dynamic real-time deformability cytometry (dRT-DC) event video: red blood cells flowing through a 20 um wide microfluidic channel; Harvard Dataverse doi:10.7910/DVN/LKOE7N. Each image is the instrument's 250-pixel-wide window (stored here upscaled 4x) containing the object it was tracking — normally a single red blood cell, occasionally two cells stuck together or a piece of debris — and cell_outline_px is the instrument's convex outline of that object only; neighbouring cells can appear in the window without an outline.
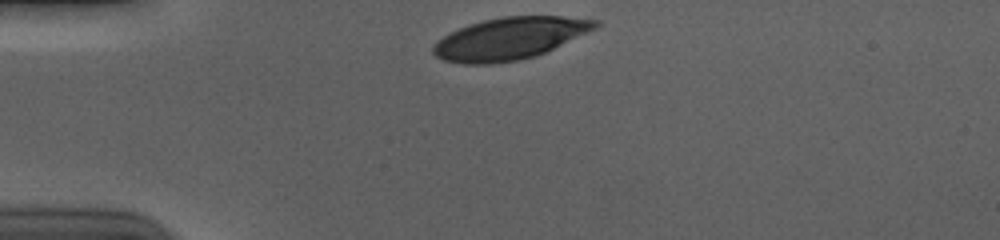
{"species": "human", "species_latin": "Homo sapiens", "temperature_condition": "cold", "stored_images_in_passage": 33, "camera_frame_rate_fps": 3000, "um_per_image_px": 0.085, "donor": {"sex": "male"}, "frame": {"image": 1, "passage_image": 1, "time_ms": 0.0, "image_size_px": [1000, 240], "cell_outline_px": [[600, 24], [596, 28], [536, 56], [520, 60], [492, 64], [464, 64], [444, 60], [436, 56], [432, 52], [432, 44], [436, 40], [468, 24], [484, 20], [504, 16], [560, 16], [600, 20]], "centroid_in_image_um": [43.3, 3.27], "position_along_channel_um": 41.7, "area_um2": 39.59}}
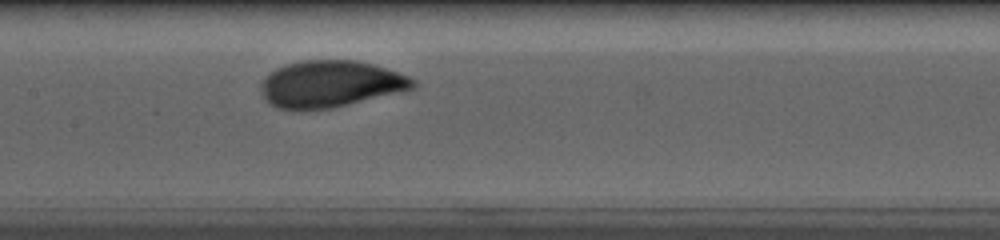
{"frame": {"image": 2, "passage_image": 15, "time_ms": 4.667, "image_size_px": [1000, 240], "cell_outline_px": [[420, 84], [416, 88], [332, 108], [304, 112], [292, 112], [276, 108], [268, 104], [260, 88], [260, 84], [276, 68], [288, 64], [308, 60], [356, 60], [372, 64], [408, 76], [416, 80]], "centroid_in_image_um": [28.07, 7.18], "position_along_channel_um": 179.3, "area_um2": 41.79}}
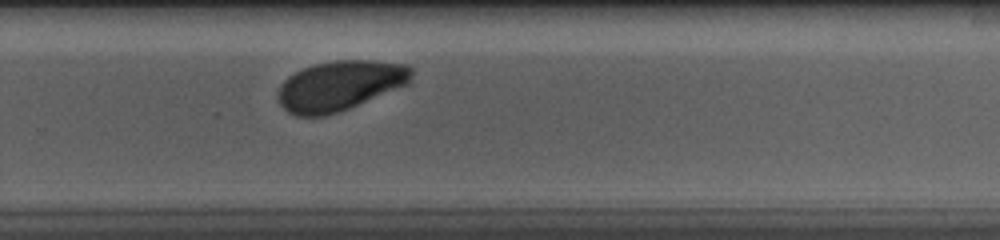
{"frame": {"image": 3, "passage_image": 25, "time_ms": 8.0, "image_size_px": [1000, 240], "cell_outline_px": [[412, 76], [408, 84], [348, 108], [324, 116], [296, 116], [288, 112], [280, 104], [276, 96], [276, 92], [280, 84], [288, 76], [304, 68], [316, 64], [336, 60], [368, 60], [408, 64], [412, 68]], "centroid_in_image_um": [28.86, 7.27], "position_along_channel_um": 300.9, "area_um2": 38.67}, "authors_computed_cell_mechanics": {"area_um2": 41.1536, "velocity_mm_per_s": 3.6682, "shape_relaxation_time_tau1_ms": 2.6856, "shape_relaxation_time_tau2_ms": null, "deformation_change_tau1": 0.1463, "deformation_change_tau2": null}}